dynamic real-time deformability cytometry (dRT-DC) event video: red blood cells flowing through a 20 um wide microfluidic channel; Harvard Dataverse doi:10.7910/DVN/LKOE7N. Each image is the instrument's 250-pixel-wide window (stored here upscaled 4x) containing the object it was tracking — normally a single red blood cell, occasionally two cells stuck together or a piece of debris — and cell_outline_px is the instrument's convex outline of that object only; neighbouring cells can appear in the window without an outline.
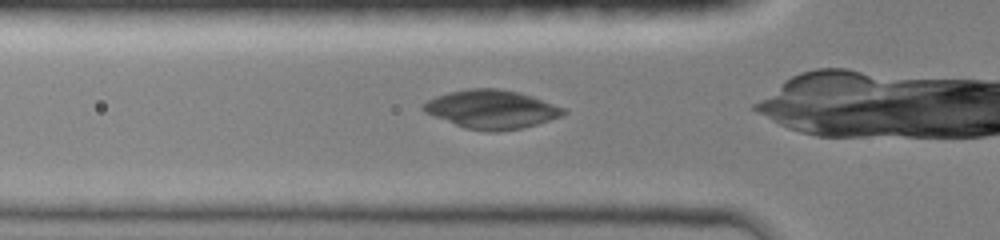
{"species": "common noctule bat (a hibernating species)", "species_latin": "Nyctalus noctula", "temperature_condition": "room temperature", "stored_images_in_passage": 35, "camera_frame_rate_fps": 3000, "um_per_image_px": 0.085, "animal": {"sex": "female", "body_mass_g": 19.0, "forearm_length_mm": 51.5}, "frame": {"image": 1, "passage_image": 10, "time_ms": 3.0, "image_size_px": [1000, 240], "cell_outline_px": [[568, 112], [560, 116], [536, 124], [520, 128], [496, 132], [488, 132], [464, 128], [424, 112], [420, 108], [428, 100], [436, 96], [448, 92], [468, 88], [496, 88], [520, 92], [532, 96], [564, 108]], "centroid_in_image_um": [41.75, 9.29], "position_along_channel_um": 84.0, "area_um2": 31.39}}
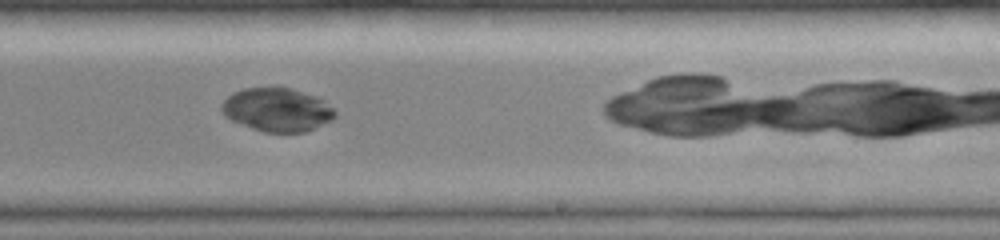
{"frame": {"image": 2, "passage_image": 23, "time_ms": 7.333, "image_size_px": [1000, 240], "cell_outline_px": [[336, 116], [332, 120], [304, 132], [264, 132], [252, 128], [232, 120], [224, 116], [220, 108], [220, 104], [228, 96], [244, 88], [288, 88], [316, 96], [332, 108], [336, 112]], "centroid_in_image_um": [23.53, 9.34], "position_along_channel_um": 265.5, "area_um2": 28.32}}
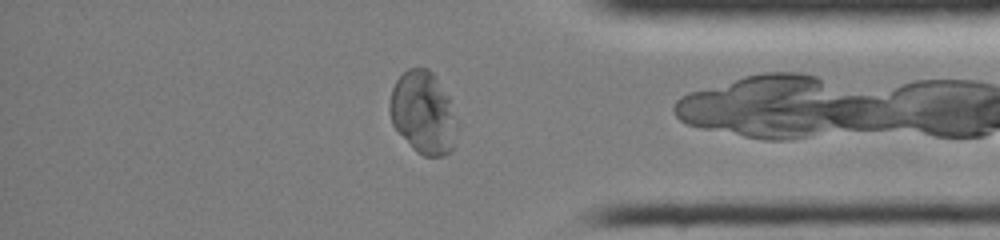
{"frame": {"image": 3, "passage_image": 33, "time_ms": 10.667, "image_size_px": [1000, 240], "cell_outline_px": [[460, 124], [452, 148], [444, 156], [424, 156], [416, 152], [412, 148], [392, 124], [388, 108], [388, 104], [392, 88], [396, 80], [408, 68], [428, 68], [436, 76], [448, 96]], "centroid_in_image_um": [35.98, 9.58], "position_along_channel_um": 399.2, "area_um2": 32.83}}